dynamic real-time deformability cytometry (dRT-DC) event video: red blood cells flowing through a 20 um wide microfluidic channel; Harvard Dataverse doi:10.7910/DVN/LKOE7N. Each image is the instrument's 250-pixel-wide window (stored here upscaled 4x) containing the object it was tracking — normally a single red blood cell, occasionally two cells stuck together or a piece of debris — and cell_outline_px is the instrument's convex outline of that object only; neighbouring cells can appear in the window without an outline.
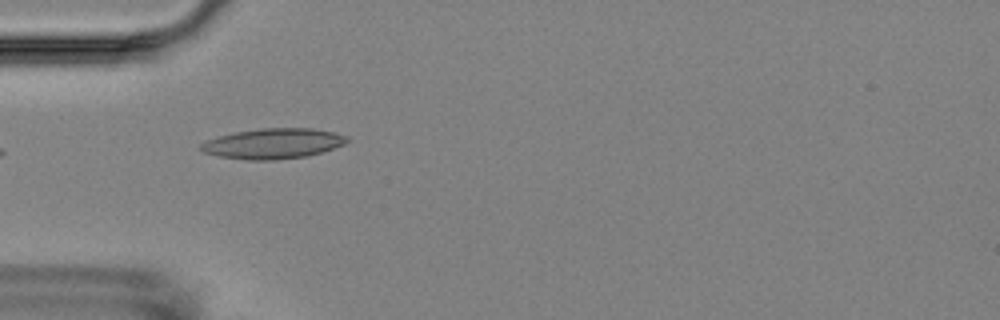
{"species": "Egyptian fruit bat (a non-hibernating species)", "species_latin": "Rousettus aegyptiacus", "temperature_condition": "room temperature", "stored_images_in_passage": 6, "camera_frame_rate_fps": 3000, "um_per_image_px": 0.085, "animal": {"sex": "female"}, "frame": {"image": 1, "passage_image": 1, "time_ms": 0.0, "image_size_px": [1000, 320], "cell_outline_px": [[352, 140], [344, 144], [308, 156], [276, 160], [248, 160], [216, 156], [204, 152], [200, 148], [200, 144], [204, 140], [216, 136], [236, 132], [260, 128], [312, 128], [332, 132], [348, 136]], "centroid_in_image_um": [23.19, 12.2], "position_along_channel_um": 61.8, "area_um2": 26.01}}
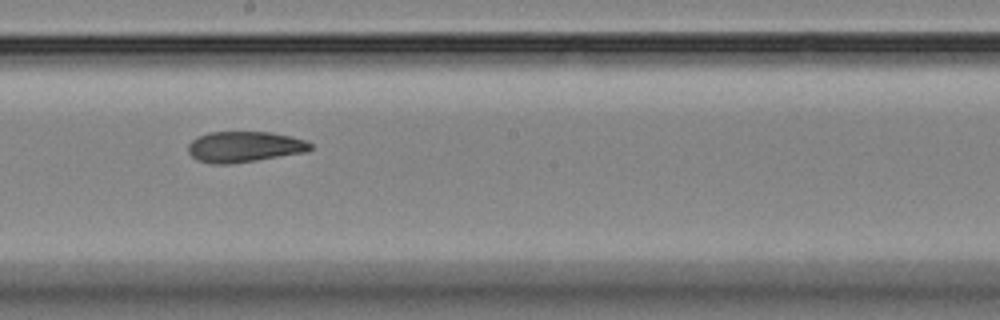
{"frame": {"image": 2, "passage_image": 5, "time_ms": 4.667, "image_size_px": [1000, 320], "cell_outline_px": [[312, 148], [308, 152], [256, 160], [228, 164], [212, 164], [196, 160], [188, 152], [188, 144], [192, 140], [208, 132], [272, 132], [292, 136], [308, 140], [312, 144]], "centroid_in_image_um": [20.81, 12.47], "position_along_channel_um": 227.4, "area_um2": 22.14}}
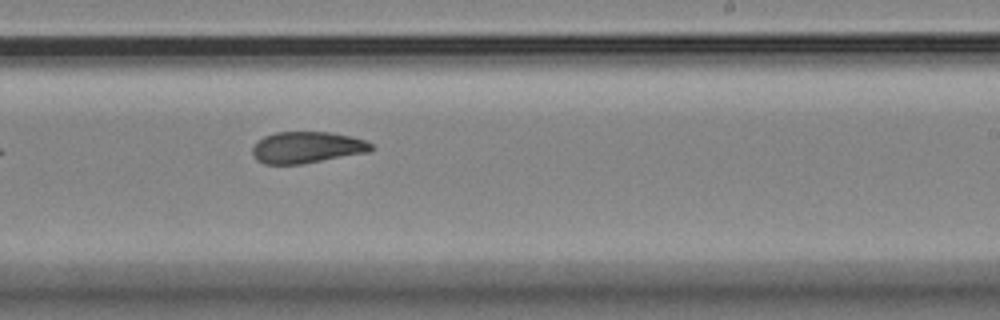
{"frame": {"image": 3, "passage_image": 6, "time_ms": 5.667, "image_size_px": [1000, 320], "cell_outline_px": [[372, 148], [368, 152], [300, 164], [264, 164], [256, 160], [252, 152], [252, 144], [256, 140], [264, 136], [276, 132], [328, 132], [352, 136], [364, 140], [372, 144]], "centroid_in_image_um": [26.02, 12.52], "position_along_channel_um": 263.0, "area_um2": 21.79}}